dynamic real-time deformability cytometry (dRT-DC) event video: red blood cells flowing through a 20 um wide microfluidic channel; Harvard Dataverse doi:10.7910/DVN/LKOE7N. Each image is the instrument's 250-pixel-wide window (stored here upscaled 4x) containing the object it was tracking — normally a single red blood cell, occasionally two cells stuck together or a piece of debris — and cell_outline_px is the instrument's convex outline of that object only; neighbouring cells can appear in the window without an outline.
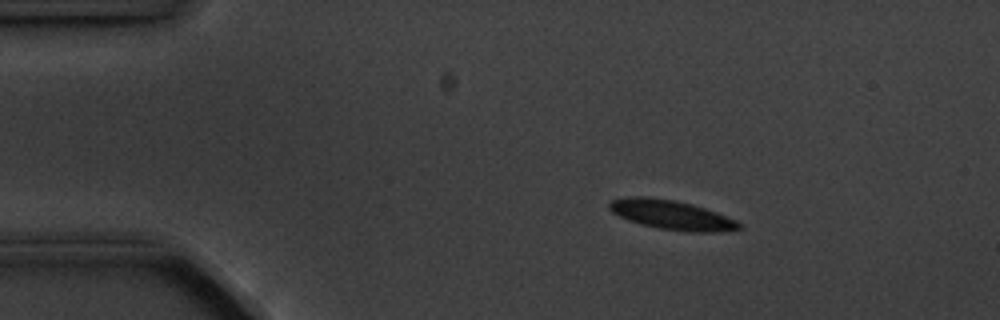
{"species": "common noctule bat (a hibernating species)", "species_latin": "Nyctalus noctula", "temperature_condition": "cold", "stored_images_in_passage": 3, "camera_frame_rate_fps": 3000, "um_per_image_px": 0.085, "animal": {"sex": "male", "body_mass_g": 20.1, "forearm_length_mm": 53.5}, "frame": {"image": 1, "passage_image": 2, "time_ms": 1.0, "image_size_px": [1000, 320], "cell_outline_px": [[744, 228], [716, 232], [684, 232], [660, 228], [640, 224], [628, 220], [612, 212], [608, 208], [608, 204], [612, 200], [628, 196], [648, 196], [676, 200], [692, 204], [716, 212], [736, 220], [744, 224]], "centroid_in_image_um": [57.1, 18.26], "position_along_channel_um": 27.9, "area_um2": 22.43}}